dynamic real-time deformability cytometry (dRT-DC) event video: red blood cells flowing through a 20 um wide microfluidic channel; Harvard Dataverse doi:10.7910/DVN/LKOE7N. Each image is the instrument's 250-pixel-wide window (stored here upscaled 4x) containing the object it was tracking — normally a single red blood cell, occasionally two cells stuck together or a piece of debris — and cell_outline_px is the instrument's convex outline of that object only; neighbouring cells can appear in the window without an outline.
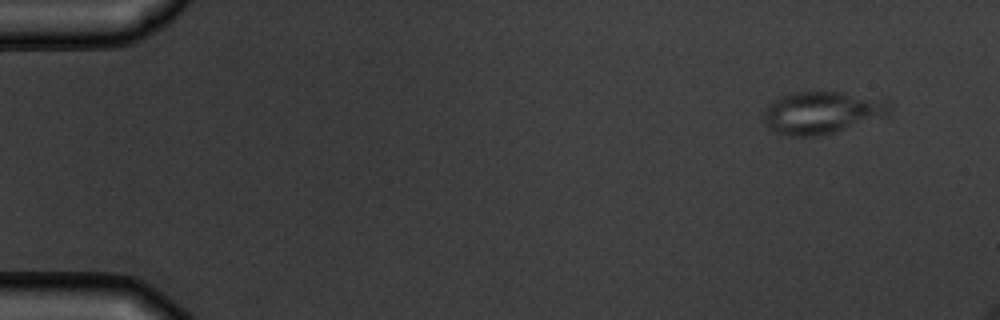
{"species": "common noctule bat (a hibernating species)", "species_latin": "Nyctalus noctula", "temperature_condition": "warm", "stored_images_in_passage": 5, "camera_frame_rate_fps": 3000, "um_per_image_px": 0.085, "animal": {"sex": "male", "body_mass_g": 19.5, "forearm_length_mm": 54.6}, "frame": {"image": 1, "passage_image": 1, "time_ms": 0.0, "image_size_px": [1000, 320], "cell_outline_px": [[892, 116], [832, 132], [816, 136], [788, 136], [772, 132], [768, 128], [764, 120], [764, 112], [768, 104], [780, 96], [788, 92], [840, 92], [888, 100], [892, 104]], "centroid_in_image_um": [69.91, 9.57], "position_along_channel_um": 15.1, "area_um2": 31.56}}